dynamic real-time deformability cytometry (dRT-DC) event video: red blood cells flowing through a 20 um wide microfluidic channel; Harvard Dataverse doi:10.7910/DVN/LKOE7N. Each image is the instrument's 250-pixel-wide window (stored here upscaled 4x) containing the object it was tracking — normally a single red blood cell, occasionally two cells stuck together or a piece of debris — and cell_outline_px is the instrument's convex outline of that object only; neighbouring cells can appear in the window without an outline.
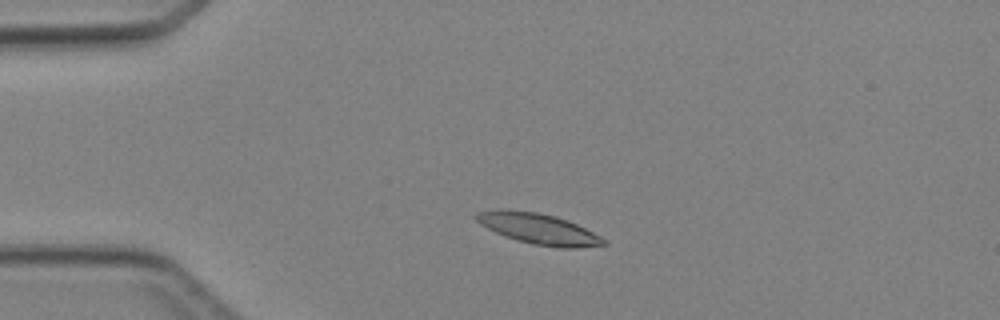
{"species": "Egyptian fruit bat (a non-hibernating species)", "species_latin": "Rousettus aegyptiacus", "temperature_condition": "cold", "stored_images_in_passage": 4, "camera_frame_rate_fps": 3000, "um_per_image_px": 0.085, "animal": {"sex": "female"}, "frame": {"image": 1, "passage_image": 3, "time_ms": 2.333, "image_size_px": [1000, 320], "cell_outline_px": [[608, 244], [576, 248], [560, 248], [532, 244], [504, 236], [480, 224], [472, 216], [476, 212], [496, 208], [504, 208], [536, 212], [556, 216], [568, 220], [608, 240]], "centroid_in_image_um": [45.73, 19.43], "position_along_channel_um": 39.3, "area_um2": 23.06}}